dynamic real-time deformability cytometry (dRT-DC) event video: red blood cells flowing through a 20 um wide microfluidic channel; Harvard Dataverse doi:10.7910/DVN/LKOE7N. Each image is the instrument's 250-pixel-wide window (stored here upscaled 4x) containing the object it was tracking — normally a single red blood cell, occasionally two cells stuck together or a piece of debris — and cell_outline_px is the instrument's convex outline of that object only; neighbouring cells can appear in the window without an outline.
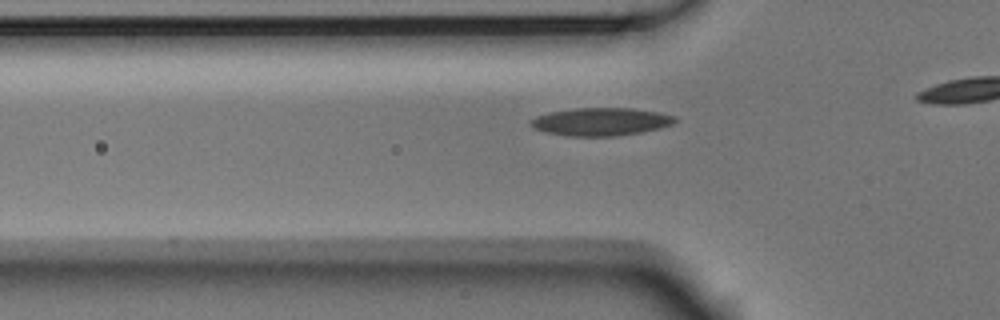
{"species": "Egyptian fruit bat (a non-hibernating species)", "species_latin": "Rousettus aegyptiacus", "temperature_condition": "room temperature", "stored_images_in_passage": 16, "camera_frame_rate_fps": 3000, "um_per_image_px": 0.085, "animal": {"sex": "male"}, "frame": {"image": 1, "passage_image": 10, "time_ms": 3.0, "image_size_px": [1000, 320], "cell_outline_px": [[676, 120], [672, 124], [660, 128], [640, 132], [616, 136], [568, 136], [544, 132], [536, 128], [532, 124], [532, 120], [536, 116], [548, 112], [576, 108], [632, 108], [656, 112], [676, 116]], "centroid_in_image_um": [51.08, 10.34], "position_along_channel_um": 74.7, "area_um2": 23.24}}